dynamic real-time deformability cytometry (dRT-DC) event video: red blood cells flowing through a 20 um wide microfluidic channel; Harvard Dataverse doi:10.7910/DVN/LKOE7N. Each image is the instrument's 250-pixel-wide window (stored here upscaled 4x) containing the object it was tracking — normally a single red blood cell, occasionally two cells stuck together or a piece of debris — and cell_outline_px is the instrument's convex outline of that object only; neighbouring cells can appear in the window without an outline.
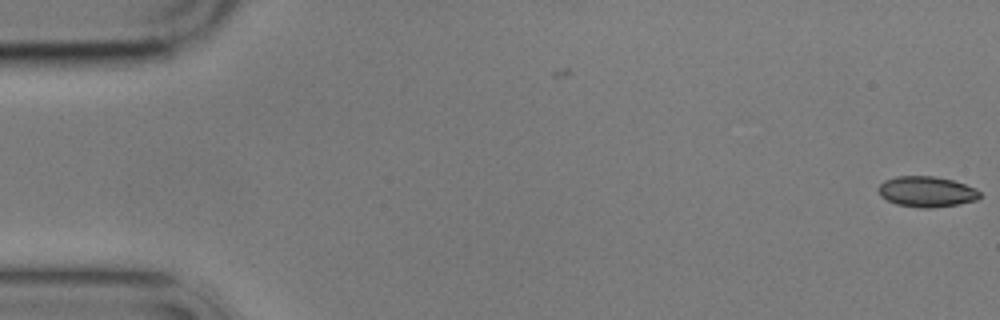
{"species": "common noctule bat (a hibernating species)", "species_latin": "Nyctalus noctula", "temperature_condition": "cold", "stored_images_in_passage": 2, "camera_frame_rate_fps": 3000, "um_per_image_px": 0.085, "animal": {"sex": "male", "body_mass_g": 17.9}, "frame": {"image": 1, "passage_image": 2, "time_ms": 1.333, "image_size_px": [1000, 320], "cell_outline_px": [[980, 196], [976, 200], [956, 204], [932, 208], [920, 208], [896, 204], [880, 196], [876, 188], [884, 180], [896, 176], [936, 176], [952, 180], [976, 188], [980, 192]], "centroid_in_image_um": [78.72, 16.28], "position_along_channel_um": 6.3, "area_um2": 18.15}}